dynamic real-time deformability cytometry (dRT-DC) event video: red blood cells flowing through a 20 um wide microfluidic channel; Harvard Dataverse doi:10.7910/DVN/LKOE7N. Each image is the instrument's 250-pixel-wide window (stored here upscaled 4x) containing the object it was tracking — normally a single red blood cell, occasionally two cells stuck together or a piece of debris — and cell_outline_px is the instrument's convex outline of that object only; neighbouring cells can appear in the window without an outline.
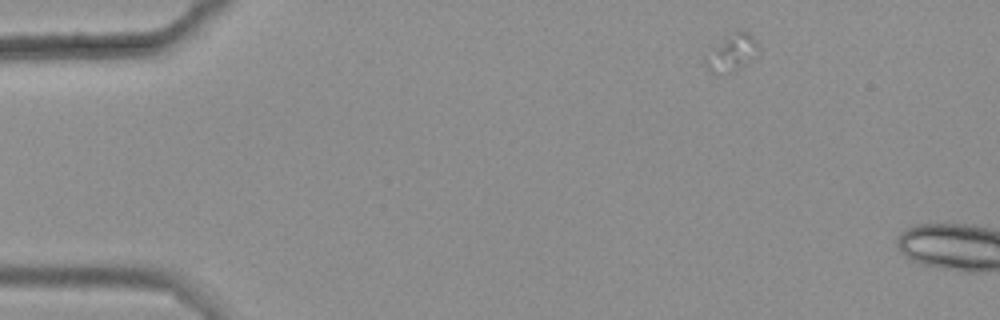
{"species": "common noctule bat (a hibernating species)", "species_latin": "Nyctalus noctula", "temperature_condition": "warm", "stored_images_in_passage": 5, "camera_frame_rate_fps": 3000, "um_per_image_px": 0.085, "animal": {"sex": "female", "body_mass_g": 25.1}, "frame": {"image": 1, "passage_image": 1, "time_ms": 0.0, "image_size_px": [1000, 320], "cell_outline_px": [[756, 48], [752, 60], [732, 72], [720, 76], [712, 72], [704, 64], [704, 56], [728, 32], [736, 28], [748, 32], [756, 40]], "centroid_in_image_um": [62.13, 4.46], "position_along_channel_um": 22.9, "area_um2": 11.68}}